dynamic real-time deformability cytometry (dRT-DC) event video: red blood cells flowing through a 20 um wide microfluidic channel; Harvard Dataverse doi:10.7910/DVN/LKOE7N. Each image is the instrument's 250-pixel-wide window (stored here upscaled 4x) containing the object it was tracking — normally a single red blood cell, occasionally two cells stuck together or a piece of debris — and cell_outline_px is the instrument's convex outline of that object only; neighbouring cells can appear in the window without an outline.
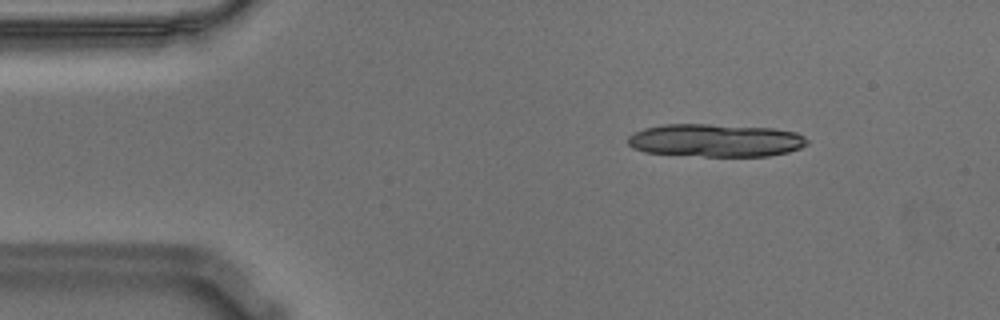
{"species": "Egyptian fruit bat (a non-hibernating species)", "species_latin": "Rousettus aegyptiacus", "temperature_condition": "warm", "stored_images_in_passage": 14, "camera_frame_rate_fps": 3000, "um_per_image_px": 0.085, "animal": {"sex": "male"}, "frame": {"image": 1, "passage_image": 7, "time_ms": 2.0, "image_size_px": [1000, 320], "cell_outline_px": [[808, 144], [800, 148], [788, 152], [768, 156], [704, 156], [644, 152], [632, 148], [628, 144], [628, 136], [644, 128], [664, 124], [708, 124], [772, 128], [796, 132], [804, 136], [808, 140]], "centroid_in_image_um": [60.83, 11.93], "position_along_channel_um": 24.2, "area_um2": 34.39}}